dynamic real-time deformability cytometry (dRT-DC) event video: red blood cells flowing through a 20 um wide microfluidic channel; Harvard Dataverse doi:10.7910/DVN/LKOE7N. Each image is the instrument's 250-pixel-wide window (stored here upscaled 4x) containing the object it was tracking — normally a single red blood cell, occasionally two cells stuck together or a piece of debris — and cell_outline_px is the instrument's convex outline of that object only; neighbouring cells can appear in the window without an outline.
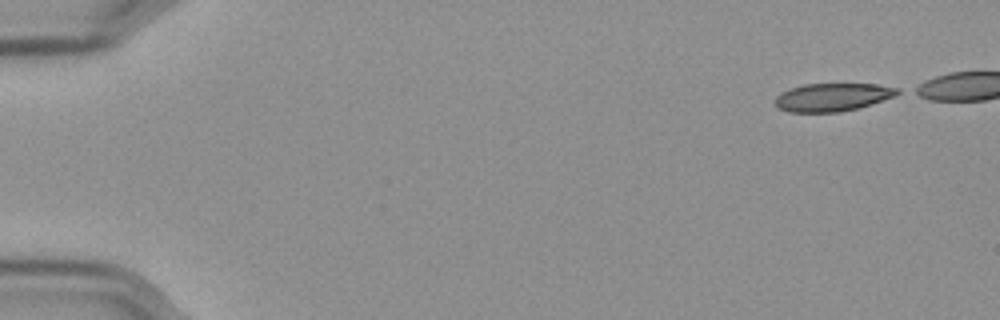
{"species": "Egyptian fruit bat (a non-hibernating species)", "species_latin": "Rousettus aegyptiacus", "temperature_condition": "cold", "stored_images_in_passage": 8, "camera_frame_rate_fps": 3000, "um_per_image_px": 0.085, "frame": {"image": 1, "passage_image": 1, "time_ms": 0.0, "image_size_px": [1000, 320], "cell_outline_px": [[904, 92], [896, 96], [872, 104], [840, 112], [788, 112], [776, 108], [776, 96], [792, 88], [804, 84], [876, 84], [900, 88]], "centroid_in_image_um": [70.83, 8.26], "position_along_channel_um": 14.2, "area_um2": 20.06}}